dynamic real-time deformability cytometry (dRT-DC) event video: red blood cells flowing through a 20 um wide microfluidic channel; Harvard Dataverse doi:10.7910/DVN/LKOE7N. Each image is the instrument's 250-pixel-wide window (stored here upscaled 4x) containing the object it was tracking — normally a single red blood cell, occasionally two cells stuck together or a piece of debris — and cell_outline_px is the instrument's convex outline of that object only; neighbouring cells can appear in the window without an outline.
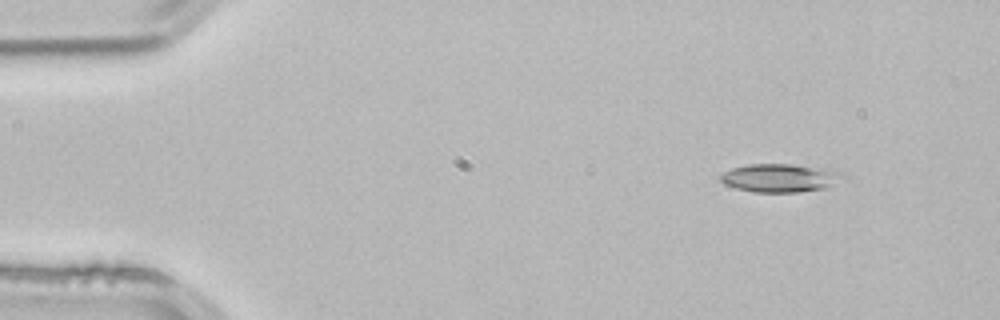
{"species": "common noctule bat (a hibernating species)", "species_latin": "Nyctalus noctula", "temperature_condition": "room temperature", "stored_images_in_passage": 3, "camera_frame_rate_fps": 3000, "um_per_image_px": 0.085, "animal": {"sex": "male", "body_mass_g": 21.5, "forearm_length_mm": 52.0}, "frame": {"image": 1, "passage_image": 1, "time_ms": 0.0, "image_size_px": [1000, 320], "cell_outline_px": [[848, 176], [824, 188], [796, 192], [752, 192], [736, 188], [724, 184], [720, 180], [720, 176], [724, 172], [732, 168], [748, 164], [792, 164], [844, 172]], "centroid_in_image_um": [66.28, 15.12], "position_along_channel_um": 18.7, "area_um2": 20.06}}
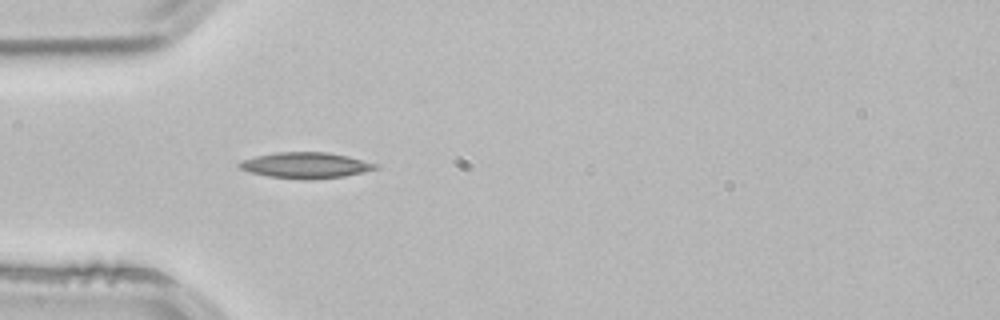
{"frame": {"image": 2, "passage_image": 3, "time_ms": 0.667, "image_size_px": [1000, 320], "cell_outline_px": [[380, 168], [364, 172], [344, 176], [304, 180], [268, 176], [248, 172], [240, 168], [236, 164], [240, 160], [256, 156], [276, 152], [328, 152], [348, 156], [376, 164]], "centroid_in_image_um": [25.94, 14.05], "position_along_channel_um": 59.1, "area_um2": 20.58}}